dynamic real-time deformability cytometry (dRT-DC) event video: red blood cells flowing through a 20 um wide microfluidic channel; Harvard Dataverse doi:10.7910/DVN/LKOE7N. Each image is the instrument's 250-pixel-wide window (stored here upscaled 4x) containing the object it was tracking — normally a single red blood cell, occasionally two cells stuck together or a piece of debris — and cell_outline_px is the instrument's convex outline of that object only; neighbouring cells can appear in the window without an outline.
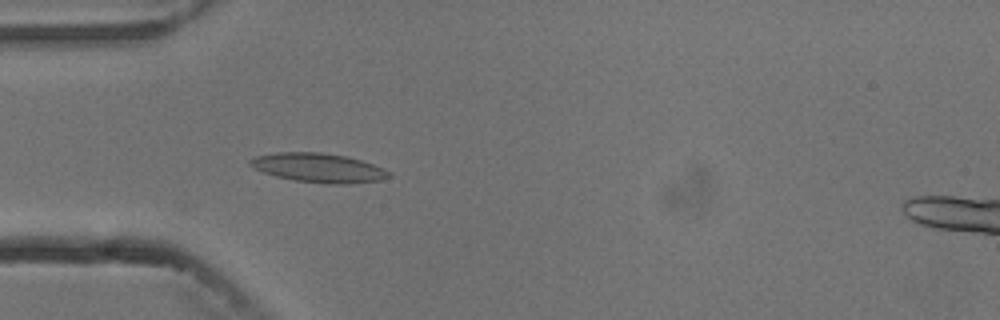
{"species": "common noctule bat (a hibernating species)", "species_latin": "Nyctalus noctula", "temperature_condition": "cold", "stored_images_in_passage": 5, "camera_frame_rate_fps": 3000, "um_per_image_px": 0.085, "animal": {"sex": "male", "body_mass_g": 13.3}, "frame": {"image": 1, "passage_image": 4, "time_ms": 3.333, "image_size_px": [1000, 320], "cell_outline_px": [[392, 176], [380, 180], [348, 184], [328, 184], [296, 180], [276, 176], [264, 172], [248, 164], [248, 160], [256, 156], [276, 152], [320, 152], [348, 156], [384, 168], [392, 172]], "centroid_in_image_um": [27.11, 14.26], "position_along_channel_um": 57.9, "area_um2": 23.58}}